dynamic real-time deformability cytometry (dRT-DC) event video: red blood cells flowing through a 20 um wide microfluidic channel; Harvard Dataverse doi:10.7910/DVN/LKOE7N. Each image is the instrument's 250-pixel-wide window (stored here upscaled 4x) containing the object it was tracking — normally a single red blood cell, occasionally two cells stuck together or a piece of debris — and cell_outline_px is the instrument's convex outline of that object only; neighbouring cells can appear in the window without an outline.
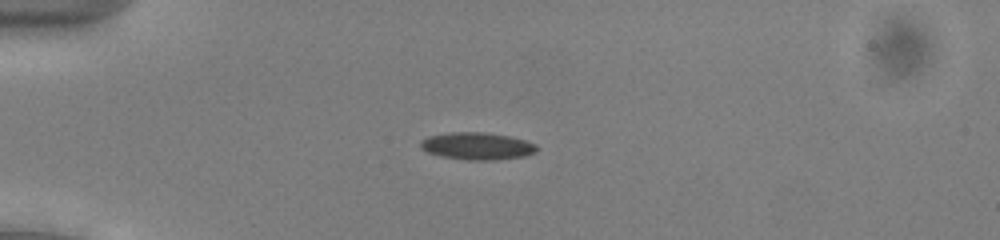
{"species": "common noctule bat (a hibernating species)", "species_latin": "Nyctalus noctula", "temperature_condition": "cold", "stored_images_in_passage": 46, "camera_frame_rate_fps": 3000, "um_per_image_px": 0.085, "animal": {"sex": "male", "body_mass_g": 13.0, "forearm_length_mm": 53.1}, "frame": {"image": 1, "passage_image": 7, "time_ms": 2.0, "image_size_px": [1000, 240], "cell_outline_px": [[536, 152], [524, 156], [496, 160], [468, 160], [440, 156], [428, 152], [420, 148], [420, 140], [428, 136], [452, 132], [484, 132], [508, 136], [524, 140], [536, 144]], "centroid_in_image_um": [40.53, 12.42], "position_along_channel_um": 44.5, "area_um2": 18.44}}
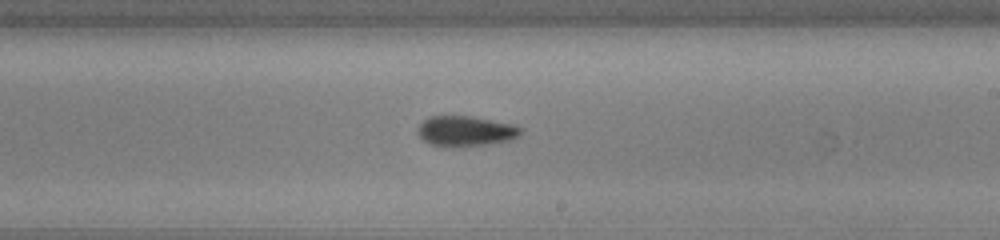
{"frame": {"image": 2, "passage_image": 25, "time_ms": 8.0, "image_size_px": [1000, 240], "cell_outline_px": [[524, 132], [520, 136], [512, 140], [488, 144], [428, 144], [416, 132], [416, 128], [428, 116], [468, 116], [512, 124], [524, 128]], "centroid_in_image_um": [39.62, 11.1], "position_along_channel_um": 249.4, "area_um2": 17.69}}
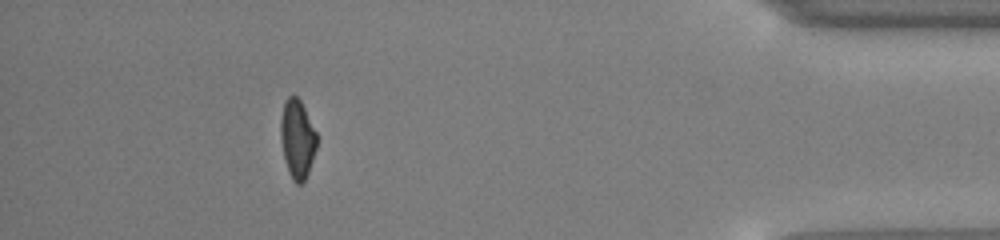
{"frame": {"image": 3, "passage_image": 41, "time_ms": 13.333, "image_size_px": [1000, 240], "cell_outline_px": [[316, 148], [308, 172], [304, 180], [300, 184], [296, 184], [292, 180], [288, 172], [284, 160], [280, 140], [280, 120], [284, 100], [292, 92], [300, 100], [316, 132]], "centroid_in_image_um": [25.23, 11.79], "position_along_channel_um": 410.0, "area_um2": 16.7}, "authors_computed_cell_mechanics": {"area_um2": 17.5712, "velocity_mm_per_s": 3.9211, "shape_relaxation_time_tau1_ms": 6.3368, "shape_relaxation_time_tau2_ms": 4.8109, "deformation_change_tau1": 0.1755, "deformation_change_tau2": 0.0954}}